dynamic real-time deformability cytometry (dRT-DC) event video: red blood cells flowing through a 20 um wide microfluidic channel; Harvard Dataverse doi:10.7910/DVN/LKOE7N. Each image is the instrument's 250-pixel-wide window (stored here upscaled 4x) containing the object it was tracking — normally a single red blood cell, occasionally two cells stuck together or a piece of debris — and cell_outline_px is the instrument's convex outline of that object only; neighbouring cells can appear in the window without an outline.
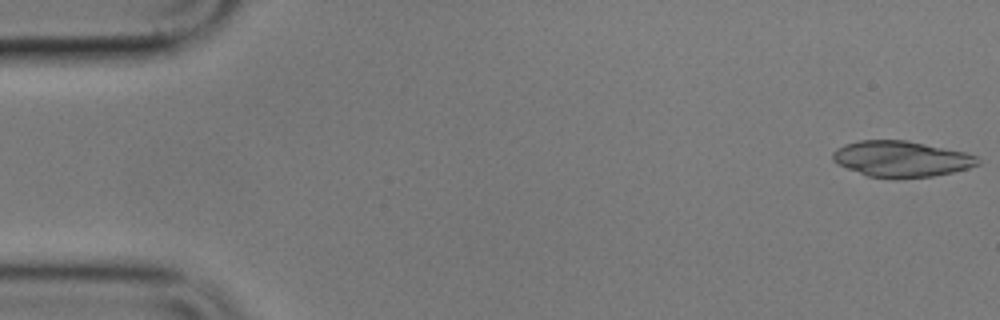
{"species": "common noctule bat (a hibernating species)", "species_latin": "Nyctalus noctula", "temperature_condition": "cold", "stored_images_in_passage": 11, "camera_frame_rate_fps": 3000, "um_per_image_px": 0.085, "animal": {"sex": "male", "body_mass_g": 17.9}, "frame": {"image": 1, "passage_image": 1, "time_ms": 0.0, "image_size_px": [1000, 320], "cell_outline_px": [[980, 164], [968, 168], [952, 172], [932, 176], [896, 180], [868, 176], [848, 168], [832, 160], [832, 152], [836, 148], [844, 144], [860, 140], [908, 140], [964, 152], [976, 156], [980, 160]], "centroid_in_image_um": [76.6, 13.52], "position_along_channel_um": 8.4, "area_um2": 30.58}}
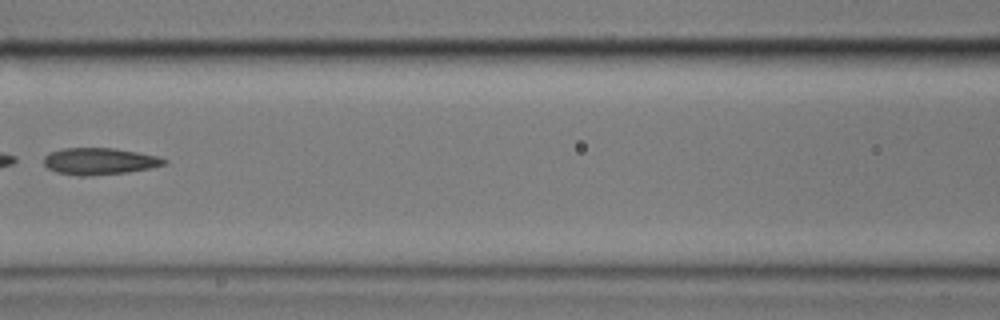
{"frame": {"image": 2, "passage_image": 7, "time_ms": 8.0, "image_size_px": [1000, 320], "cell_outline_px": [[168, 164], [128, 172], [84, 176], [80, 176], [56, 172], [48, 168], [44, 164], [44, 156], [48, 152], [64, 148], [116, 148], [160, 156], [168, 160]], "centroid_in_image_um": [8.47, 13.69], "position_along_channel_um": 158.1, "area_um2": 18.9}}
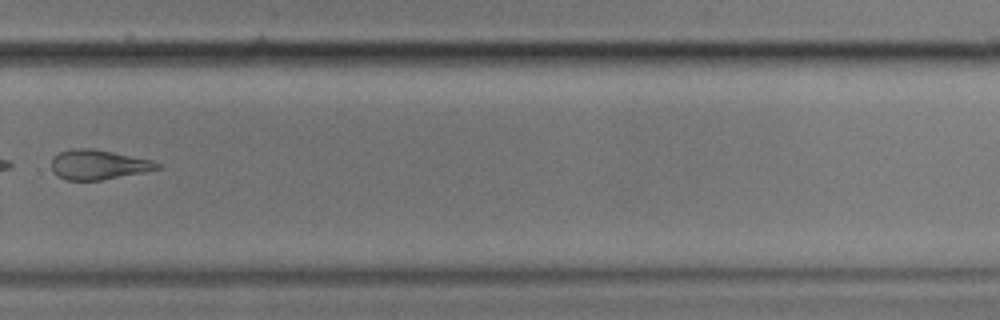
{"frame": {"image": 3, "passage_image": 11, "time_ms": 12.667, "image_size_px": [1000, 320], "cell_outline_px": [[160, 168], [144, 172], [100, 180], [68, 180], [56, 176], [52, 172], [52, 156], [60, 152], [72, 148], [92, 148], [152, 160], [160, 164]], "centroid_in_image_um": [8.31, 13.99], "position_along_channel_um": 321.5, "area_um2": 18.26}}